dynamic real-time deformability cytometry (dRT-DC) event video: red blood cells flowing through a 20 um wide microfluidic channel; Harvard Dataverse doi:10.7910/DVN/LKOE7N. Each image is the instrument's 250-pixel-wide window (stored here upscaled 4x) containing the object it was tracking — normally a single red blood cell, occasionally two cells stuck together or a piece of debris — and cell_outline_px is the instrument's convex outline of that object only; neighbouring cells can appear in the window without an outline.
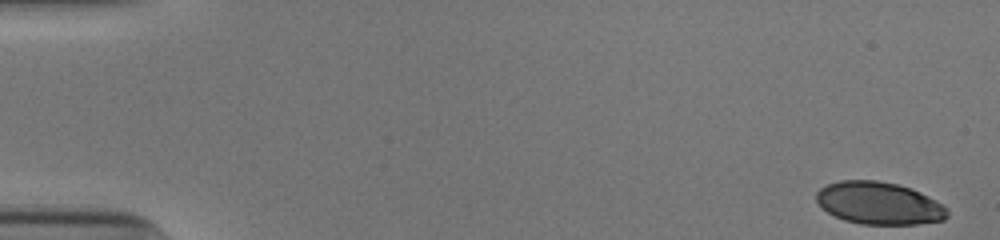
{"species": "human", "species_latin": "Homo sapiens", "temperature_condition": "cold", "stored_images_in_passage": 52, "camera_frame_rate_fps": 3000, "um_per_image_px": 0.085, "donor": {"sex": "male"}, "frame": {"image": 1, "passage_image": 1, "time_ms": 0.0, "image_size_px": [1000, 240], "cell_outline_px": [[948, 216], [944, 220], [916, 224], [860, 224], [844, 220], [828, 212], [816, 200], [816, 192], [820, 188], [828, 184], [840, 180], [876, 180], [896, 184], [912, 188], [936, 200], [948, 208]], "centroid_in_image_um": [74.74, 17.27], "position_along_channel_um": 10.3, "area_um2": 32.37}}
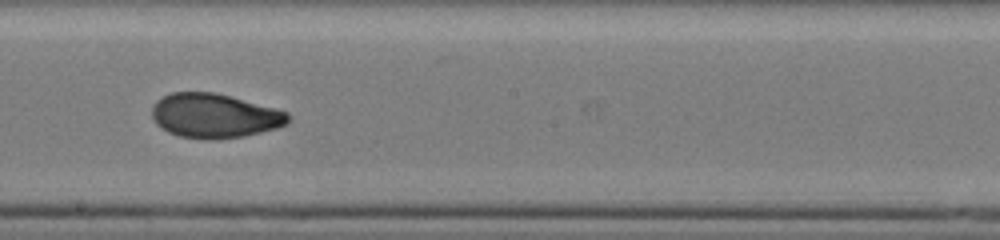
{"frame": {"image": 2, "passage_image": 30, "time_ms": 9.667, "image_size_px": [1000, 240], "cell_outline_px": [[288, 124], [276, 128], [244, 136], [216, 140], [208, 140], [180, 136], [168, 132], [160, 128], [156, 124], [152, 116], [152, 104], [160, 96], [172, 92], [212, 92], [276, 108], [288, 112]], "centroid_in_image_um": [18.19, 9.84], "position_along_channel_um": 230.0, "area_um2": 35.32}}
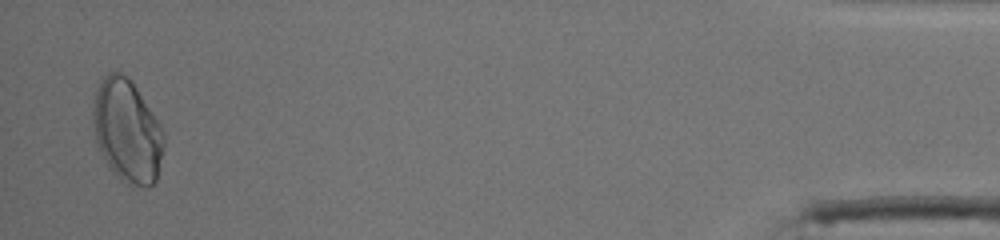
{"frame": {"image": 3, "passage_image": 51, "time_ms": 16.667, "image_size_px": [1000, 240], "cell_outline_px": [[164, 144], [156, 180], [148, 188], [132, 188], [120, 180], [112, 172], [96, 140], [92, 124], [92, 112], [96, 88], [100, 80], [108, 72], [120, 72], [128, 76], [132, 80], [160, 124], [164, 132]], "centroid_in_image_um": [10.81, 11.14], "position_along_channel_um": 424.4, "area_um2": 42.89}, "authors_computed_cell_mechanics": {"area_um2": 35.1424, "velocity_mm_per_s": 3.898, "shape_relaxation_time_tau1_ms": 7.1271, "shape_relaxation_time_tau2_ms": 1.0815, "deformation_change_tau1": 0.1864, "deformation_change_tau2": 0.0526}}